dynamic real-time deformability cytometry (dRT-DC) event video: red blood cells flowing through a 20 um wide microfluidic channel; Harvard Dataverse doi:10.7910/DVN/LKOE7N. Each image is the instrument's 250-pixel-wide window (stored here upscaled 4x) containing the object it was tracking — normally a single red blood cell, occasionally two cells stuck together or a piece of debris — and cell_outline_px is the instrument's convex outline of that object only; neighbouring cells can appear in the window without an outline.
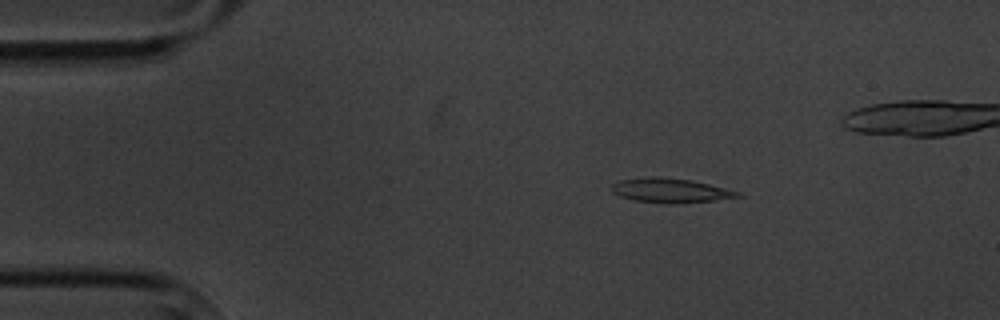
{"species": "common noctule bat (a hibernating species)", "species_latin": "Nyctalus noctula", "temperature_condition": "cold", "stored_images_in_passage": 6, "camera_frame_rate_fps": 3000, "um_per_image_px": 0.085, "animal": {"sex": "male", "body_mass_g": 20.1, "forearm_length_mm": 53.5}, "frame": {"image": 1, "passage_image": 3, "time_ms": 2.333, "image_size_px": [1000, 320], "cell_outline_px": [[744, 196], [716, 200], [676, 204], [668, 204], [636, 200], [620, 196], [612, 192], [612, 184], [620, 180], [652, 176], [656, 176], [692, 180], [740, 192]], "centroid_in_image_um": [57.0, 16.19], "position_along_channel_um": 28.0, "area_um2": 17.86}}